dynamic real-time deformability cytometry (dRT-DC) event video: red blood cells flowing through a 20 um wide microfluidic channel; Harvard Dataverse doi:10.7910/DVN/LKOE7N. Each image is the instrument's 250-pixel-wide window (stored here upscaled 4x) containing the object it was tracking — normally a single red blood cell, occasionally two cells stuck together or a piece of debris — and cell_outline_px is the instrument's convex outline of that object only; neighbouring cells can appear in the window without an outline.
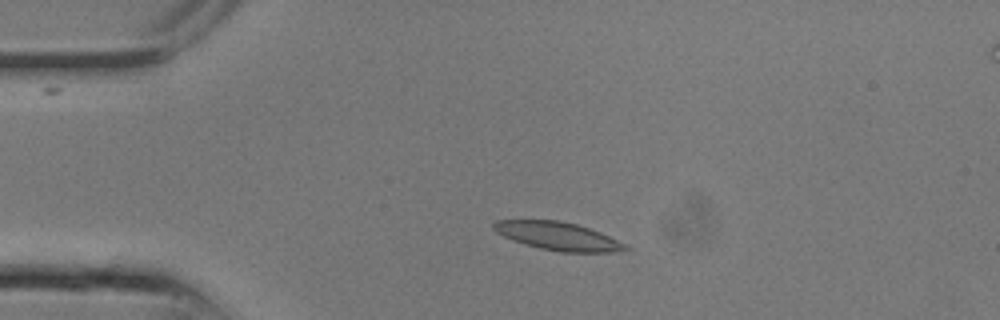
{"species": "common noctule bat (a hibernating species)", "species_latin": "Nyctalus noctula", "temperature_condition": "room temperature", "stored_images_in_passage": 23, "camera_frame_rate_fps": 3000, "um_per_image_px": 0.085, "animal": {"sex": "male", "body_mass_g": 13.3}, "frame": {"image": 1, "passage_image": 4, "time_ms": 1.0, "image_size_px": [1000, 320], "cell_outline_px": [[632, 248], [612, 252], [560, 252], [540, 248], [524, 244], [512, 240], [496, 232], [492, 228], [492, 224], [496, 220], [560, 220], [576, 224], [600, 232], [628, 244]], "centroid_in_image_um": [47.44, 20.07], "position_along_channel_um": 37.6, "area_um2": 21.68}}
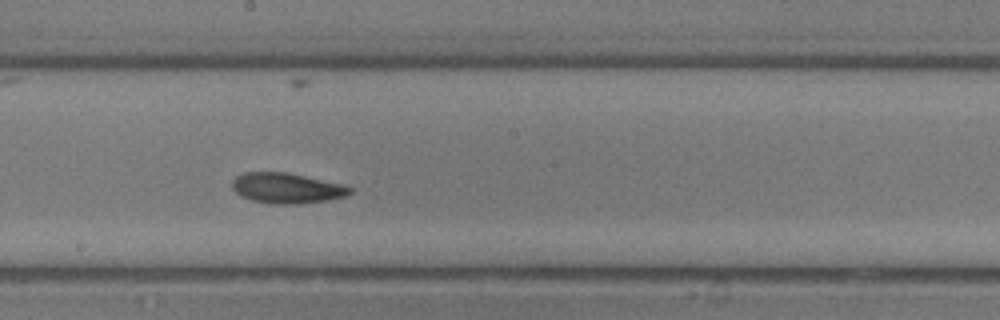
{"frame": {"image": 2, "passage_image": 12, "time_ms": 3.667, "image_size_px": [1000, 320], "cell_outline_px": [[352, 192], [344, 196], [328, 200], [300, 204], [272, 204], [252, 200], [240, 196], [232, 188], [232, 180], [236, 176], [244, 172], [284, 172], [344, 184], [352, 188]], "centroid_in_image_um": [24.36, 15.99], "position_along_channel_um": 223.8, "area_um2": 20.87}}
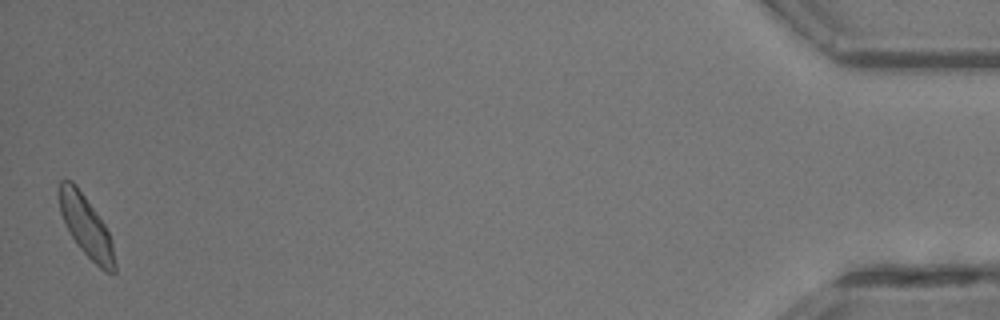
{"frame": {"image": 3, "passage_image": 23, "time_ms": 7.333, "image_size_px": [1000, 320], "cell_outline_px": [[116, 272], [104, 272], [76, 244], [60, 212], [60, 180], [72, 180], [76, 184], [104, 224], [108, 232], [112, 244], [116, 264]], "centroid_in_image_um": [7.34, 19.26], "position_along_channel_um": 427.9, "area_um2": 19.19}}